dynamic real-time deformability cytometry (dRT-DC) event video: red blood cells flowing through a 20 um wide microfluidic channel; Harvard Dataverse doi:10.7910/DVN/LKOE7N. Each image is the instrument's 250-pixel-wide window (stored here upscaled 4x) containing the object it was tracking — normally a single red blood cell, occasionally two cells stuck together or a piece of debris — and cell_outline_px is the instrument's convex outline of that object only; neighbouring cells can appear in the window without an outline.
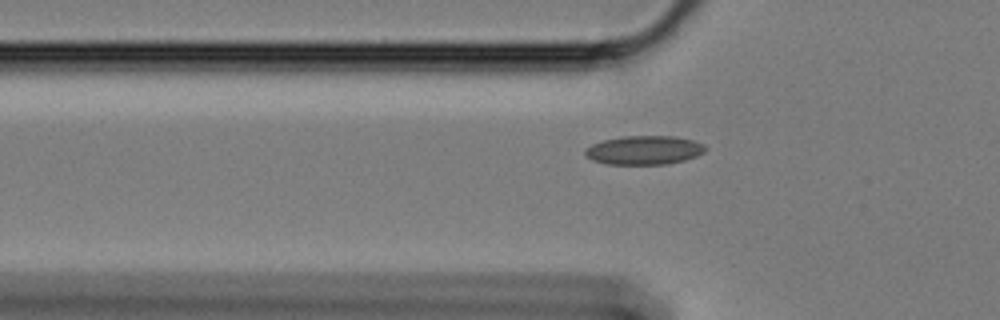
{"species": "Egyptian fruit bat (a non-hibernating species)", "species_latin": "Rousettus aegyptiacus", "temperature_condition": "cold", "stored_images_in_passage": 43, "camera_frame_rate_fps": 3000, "um_per_image_px": 0.085, "animal": {"sex": "female"}, "frame": {"image": 1, "passage_image": 7, "time_ms": 2.0, "image_size_px": [1000, 320], "cell_outline_px": [[708, 148], [704, 152], [696, 156], [684, 160], [668, 164], [608, 164], [592, 160], [584, 156], [584, 148], [600, 140], [624, 136], [676, 136], [692, 140], [704, 144]], "centroid_in_image_um": [54.72, 12.76], "position_along_channel_um": 71.1, "area_um2": 20.46}}
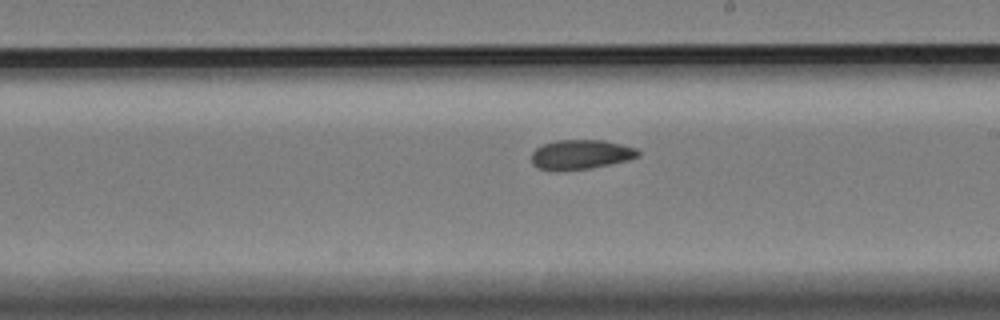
{"frame": {"image": 2, "passage_image": 22, "time_ms": 7.0, "image_size_px": [1000, 320], "cell_outline_px": [[640, 156], [628, 160], [588, 168], [540, 168], [532, 164], [532, 152], [536, 148], [544, 144], [556, 140], [604, 140], [624, 144], [636, 148], [640, 152]], "centroid_in_image_um": [49.43, 13.08], "position_along_channel_um": 239.6, "area_um2": 17.8}}
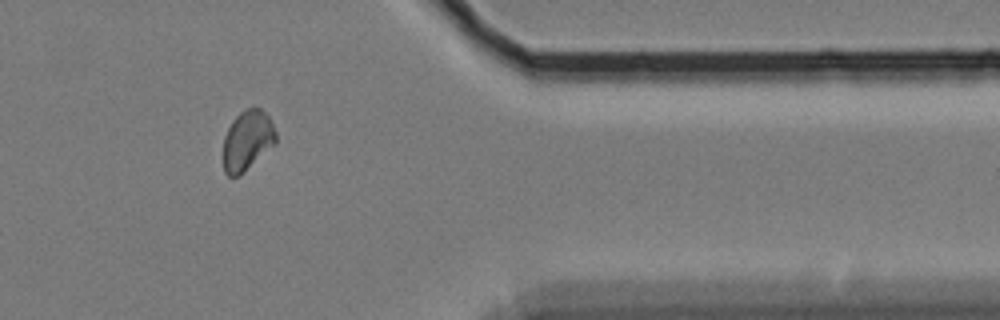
{"frame": {"image": 3, "passage_image": 37, "time_ms": 12.0, "image_size_px": [1000, 320], "cell_outline_px": [[276, 144], [236, 176], [228, 176], [224, 172], [224, 136], [232, 120], [240, 112], [248, 108], [260, 108], [268, 116], [276, 132]], "centroid_in_image_um": [21.02, 11.91], "position_along_channel_um": 390.4, "area_um2": 17.98}}